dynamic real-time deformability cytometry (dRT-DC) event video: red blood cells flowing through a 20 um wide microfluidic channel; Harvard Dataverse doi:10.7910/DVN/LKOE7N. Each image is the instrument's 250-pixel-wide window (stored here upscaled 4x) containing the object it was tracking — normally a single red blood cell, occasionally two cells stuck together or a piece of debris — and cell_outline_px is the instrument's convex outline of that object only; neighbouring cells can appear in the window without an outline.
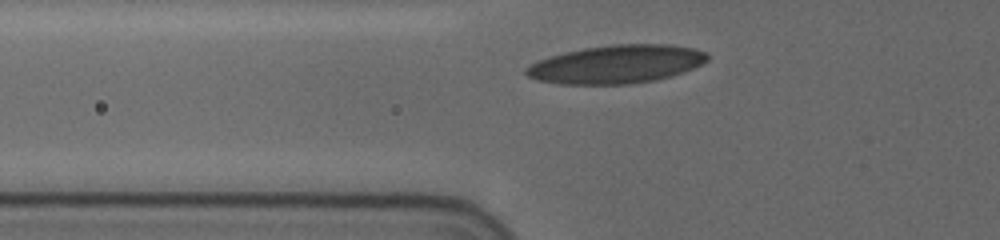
{"species": "human", "species_latin": "Homo sapiens", "temperature_condition": "cold", "stored_images_in_passage": 5, "camera_frame_rate_fps": 3000, "um_per_image_px": 0.085, "donor": {"sex": "female"}, "frame": {"image": 1, "passage_image": 3, "time_ms": 0.667, "image_size_px": [1000, 240], "cell_outline_px": [[708, 60], [684, 72], [672, 76], [656, 80], [632, 84], [560, 84], [536, 80], [528, 76], [524, 72], [524, 68], [540, 60], [564, 52], [584, 48], [612, 44], [668, 44], [692, 48], [704, 52], [708, 56]], "centroid_in_image_um": [52.39, 5.47], "position_along_channel_um": 73.4, "area_um2": 40.34}}
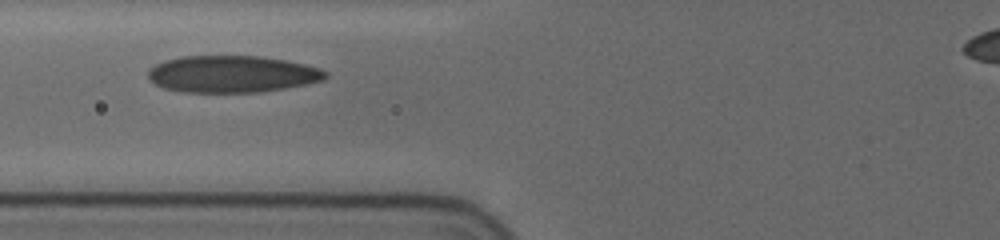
{"frame": {"image": 2, "passage_image": 4, "time_ms": 1.0, "image_size_px": [1000, 240], "cell_outline_px": [[328, 76], [324, 80], [284, 88], [260, 92], [184, 92], [164, 88], [148, 80], [148, 68], [164, 60], [180, 56], [264, 56], [288, 60], [320, 68], [328, 72]], "centroid_in_image_um": [19.72, 6.28], "position_along_channel_um": 106.1, "area_um2": 38.38}}